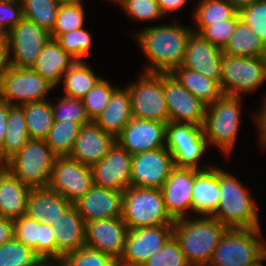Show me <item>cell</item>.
<instances>
[{
	"label": "cell",
	"mask_w": 266,
	"mask_h": 266,
	"mask_svg": "<svg viewBox=\"0 0 266 266\" xmlns=\"http://www.w3.org/2000/svg\"><path fill=\"white\" fill-rule=\"evenodd\" d=\"M194 32L178 24L147 27L135 34L140 48L150 61L148 73H171L183 64L187 40Z\"/></svg>",
	"instance_id": "6da1fadb"
},
{
	"label": "cell",
	"mask_w": 266,
	"mask_h": 266,
	"mask_svg": "<svg viewBox=\"0 0 266 266\" xmlns=\"http://www.w3.org/2000/svg\"><path fill=\"white\" fill-rule=\"evenodd\" d=\"M188 217L173 223V236L191 266H207L228 227L212 216Z\"/></svg>",
	"instance_id": "7a4b0ae2"
},
{
	"label": "cell",
	"mask_w": 266,
	"mask_h": 266,
	"mask_svg": "<svg viewBox=\"0 0 266 266\" xmlns=\"http://www.w3.org/2000/svg\"><path fill=\"white\" fill-rule=\"evenodd\" d=\"M219 202L215 219L228 228H258L257 202L250 197L242 182L218 168Z\"/></svg>",
	"instance_id": "3957f363"
},
{
	"label": "cell",
	"mask_w": 266,
	"mask_h": 266,
	"mask_svg": "<svg viewBox=\"0 0 266 266\" xmlns=\"http://www.w3.org/2000/svg\"><path fill=\"white\" fill-rule=\"evenodd\" d=\"M258 228H228L213 251L207 266H249L266 252Z\"/></svg>",
	"instance_id": "277c9868"
},
{
	"label": "cell",
	"mask_w": 266,
	"mask_h": 266,
	"mask_svg": "<svg viewBox=\"0 0 266 266\" xmlns=\"http://www.w3.org/2000/svg\"><path fill=\"white\" fill-rule=\"evenodd\" d=\"M122 219L128 229L173 224L161 189L129 186L123 191Z\"/></svg>",
	"instance_id": "5b68a950"
},
{
	"label": "cell",
	"mask_w": 266,
	"mask_h": 266,
	"mask_svg": "<svg viewBox=\"0 0 266 266\" xmlns=\"http://www.w3.org/2000/svg\"><path fill=\"white\" fill-rule=\"evenodd\" d=\"M55 157L44 139H29L4 167L31 188H47Z\"/></svg>",
	"instance_id": "8992f818"
},
{
	"label": "cell",
	"mask_w": 266,
	"mask_h": 266,
	"mask_svg": "<svg viewBox=\"0 0 266 266\" xmlns=\"http://www.w3.org/2000/svg\"><path fill=\"white\" fill-rule=\"evenodd\" d=\"M241 96L223 95L207 105L203 132L207 144L219 147L229 154L238 133L241 114Z\"/></svg>",
	"instance_id": "52a82bcc"
},
{
	"label": "cell",
	"mask_w": 266,
	"mask_h": 266,
	"mask_svg": "<svg viewBox=\"0 0 266 266\" xmlns=\"http://www.w3.org/2000/svg\"><path fill=\"white\" fill-rule=\"evenodd\" d=\"M266 81V57L222 55L220 86L223 94L240 97Z\"/></svg>",
	"instance_id": "ba28073f"
},
{
	"label": "cell",
	"mask_w": 266,
	"mask_h": 266,
	"mask_svg": "<svg viewBox=\"0 0 266 266\" xmlns=\"http://www.w3.org/2000/svg\"><path fill=\"white\" fill-rule=\"evenodd\" d=\"M55 86L32 68L9 66L0 75V100L10 105L46 100Z\"/></svg>",
	"instance_id": "9c48e42d"
},
{
	"label": "cell",
	"mask_w": 266,
	"mask_h": 266,
	"mask_svg": "<svg viewBox=\"0 0 266 266\" xmlns=\"http://www.w3.org/2000/svg\"><path fill=\"white\" fill-rule=\"evenodd\" d=\"M144 74V75H143ZM137 82L128 85L133 117L169 122L163 89V73L144 72Z\"/></svg>",
	"instance_id": "30bf717a"
},
{
	"label": "cell",
	"mask_w": 266,
	"mask_h": 266,
	"mask_svg": "<svg viewBox=\"0 0 266 266\" xmlns=\"http://www.w3.org/2000/svg\"><path fill=\"white\" fill-rule=\"evenodd\" d=\"M207 146L202 126L192 123H167L166 147L172 154L176 167L199 170L210 168L198 164Z\"/></svg>",
	"instance_id": "8fae6325"
},
{
	"label": "cell",
	"mask_w": 266,
	"mask_h": 266,
	"mask_svg": "<svg viewBox=\"0 0 266 266\" xmlns=\"http://www.w3.org/2000/svg\"><path fill=\"white\" fill-rule=\"evenodd\" d=\"M94 186L90 166L69 156H56L48 188L72 204Z\"/></svg>",
	"instance_id": "7c38bea8"
},
{
	"label": "cell",
	"mask_w": 266,
	"mask_h": 266,
	"mask_svg": "<svg viewBox=\"0 0 266 266\" xmlns=\"http://www.w3.org/2000/svg\"><path fill=\"white\" fill-rule=\"evenodd\" d=\"M7 34L10 66L17 68H31L46 43L51 39L47 30L25 18Z\"/></svg>",
	"instance_id": "4fadbf2b"
},
{
	"label": "cell",
	"mask_w": 266,
	"mask_h": 266,
	"mask_svg": "<svg viewBox=\"0 0 266 266\" xmlns=\"http://www.w3.org/2000/svg\"><path fill=\"white\" fill-rule=\"evenodd\" d=\"M173 236V224L129 229L118 266H142Z\"/></svg>",
	"instance_id": "5bb4252c"
},
{
	"label": "cell",
	"mask_w": 266,
	"mask_h": 266,
	"mask_svg": "<svg viewBox=\"0 0 266 266\" xmlns=\"http://www.w3.org/2000/svg\"><path fill=\"white\" fill-rule=\"evenodd\" d=\"M163 89L169 122L203 126L207 105L183 87L172 73H163Z\"/></svg>",
	"instance_id": "9a60e30c"
},
{
	"label": "cell",
	"mask_w": 266,
	"mask_h": 266,
	"mask_svg": "<svg viewBox=\"0 0 266 266\" xmlns=\"http://www.w3.org/2000/svg\"><path fill=\"white\" fill-rule=\"evenodd\" d=\"M174 167L173 156L167 147L134 154L130 186L161 189Z\"/></svg>",
	"instance_id": "2e32d148"
},
{
	"label": "cell",
	"mask_w": 266,
	"mask_h": 266,
	"mask_svg": "<svg viewBox=\"0 0 266 266\" xmlns=\"http://www.w3.org/2000/svg\"><path fill=\"white\" fill-rule=\"evenodd\" d=\"M132 156L117 142L96 164L91 166L94 185L123 192L131 184Z\"/></svg>",
	"instance_id": "e0dca14e"
},
{
	"label": "cell",
	"mask_w": 266,
	"mask_h": 266,
	"mask_svg": "<svg viewBox=\"0 0 266 266\" xmlns=\"http://www.w3.org/2000/svg\"><path fill=\"white\" fill-rule=\"evenodd\" d=\"M166 123L132 118L116 142L131 155L166 147Z\"/></svg>",
	"instance_id": "ac0fdd59"
},
{
	"label": "cell",
	"mask_w": 266,
	"mask_h": 266,
	"mask_svg": "<svg viewBox=\"0 0 266 266\" xmlns=\"http://www.w3.org/2000/svg\"><path fill=\"white\" fill-rule=\"evenodd\" d=\"M128 227L122 217L86 222V246L98 249L119 261L122 256Z\"/></svg>",
	"instance_id": "d6986e66"
},
{
	"label": "cell",
	"mask_w": 266,
	"mask_h": 266,
	"mask_svg": "<svg viewBox=\"0 0 266 266\" xmlns=\"http://www.w3.org/2000/svg\"><path fill=\"white\" fill-rule=\"evenodd\" d=\"M194 181L195 168L175 166L162 186L165 207L174 221L186 218L191 211Z\"/></svg>",
	"instance_id": "ffe728a7"
},
{
	"label": "cell",
	"mask_w": 266,
	"mask_h": 266,
	"mask_svg": "<svg viewBox=\"0 0 266 266\" xmlns=\"http://www.w3.org/2000/svg\"><path fill=\"white\" fill-rule=\"evenodd\" d=\"M14 237L31 248L43 262H56V240L51 224H44L27 215L13 220Z\"/></svg>",
	"instance_id": "44dd1931"
},
{
	"label": "cell",
	"mask_w": 266,
	"mask_h": 266,
	"mask_svg": "<svg viewBox=\"0 0 266 266\" xmlns=\"http://www.w3.org/2000/svg\"><path fill=\"white\" fill-rule=\"evenodd\" d=\"M85 222L122 217L123 192L94 185L75 201Z\"/></svg>",
	"instance_id": "7402d4cb"
},
{
	"label": "cell",
	"mask_w": 266,
	"mask_h": 266,
	"mask_svg": "<svg viewBox=\"0 0 266 266\" xmlns=\"http://www.w3.org/2000/svg\"><path fill=\"white\" fill-rule=\"evenodd\" d=\"M115 143L116 139L113 136L91 120L80 127L69 157L91 167L99 162Z\"/></svg>",
	"instance_id": "603a6c76"
},
{
	"label": "cell",
	"mask_w": 266,
	"mask_h": 266,
	"mask_svg": "<svg viewBox=\"0 0 266 266\" xmlns=\"http://www.w3.org/2000/svg\"><path fill=\"white\" fill-rule=\"evenodd\" d=\"M222 55V48L193 32L187 40L182 66L220 83Z\"/></svg>",
	"instance_id": "cb8c5ba5"
},
{
	"label": "cell",
	"mask_w": 266,
	"mask_h": 266,
	"mask_svg": "<svg viewBox=\"0 0 266 266\" xmlns=\"http://www.w3.org/2000/svg\"><path fill=\"white\" fill-rule=\"evenodd\" d=\"M56 240V263L65 255L76 252L86 244V222L72 204L51 223Z\"/></svg>",
	"instance_id": "d4e9b609"
},
{
	"label": "cell",
	"mask_w": 266,
	"mask_h": 266,
	"mask_svg": "<svg viewBox=\"0 0 266 266\" xmlns=\"http://www.w3.org/2000/svg\"><path fill=\"white\" fill-rule=\"evenodd\" d=\"M72 203L47 188H32L28 195L26 214L44 224L56 223Z\"/></svg>",
	"instance_id": "484cf974"
},
{
	"label": "cell",
	"mask_w": 266,
	"mask_h": 266,
	"mask_svg": "<svg viewBox=\"0 0 266 266\" xmlns=\"http://www.w3.org/2000/svg\"><path fill=\"white\" fill-rule=\"evenodd\" d=\"M219 195L218 167L195 169L191 212L212 216L218 208Z\"/></svg>",
	"instance_id": "4316f807"
},
{
	"label": "cell",
	"mask_w": 266,
	"mask_h": 266,
	"mask_svg": "<svg viewBox=\"0 0 266 266\" xmlns=\"http://www.w3.org/2000/svg\"><path fill=\"white\" fill-rule=\"evenodd\" d=\"M31 190L30 186L3 167L0 170V216L15 220L25 215Z\"/></svg>",
	"instance_id": "83f0119b"
},
{
	"label": "cell",
	"mask_w": 266,
	"mask_h": 266,
	"mask_svg": "<svg viewBox=\"0 0 266 266\" xmlns=\"http://www.w3.org/2000/svg\"><path fill=\"white\" fill-rule=\"evenodd\" d=\"M133 118L131 98L128 88L117 89L111 95L108 105L94 122L106 133L117 139L124 127Z\"/></svg>",
	"instance_id": "f1b7e54d"
},
{
	"label": "cell",
	"mask_w": 266,
	"mask_h": 266,
	"mask_svg": "<svg viewBox=\"0 0 266 266\" xmlns=\"http://www.w3.org/2000/svg\"><path fill=\"white\" fill-rule=\"evenodd\" d=\"M75 61L55 39L51 38L31 68L56 87L61 83L63 74Z\"/></svg>",
	"instance_id": "f546056e"
},
{
	"label": "cell",
	"mask_w": 266,
	"mask_h": 266,
	"mask_svg": "<svg viewBox=\"0 0 266 266\" xmlns=\"http://www.w3.org/2000/svg\"><path fill=\"white\" fill-rule=\"evenodd\" d=\"M30 139L22 105H10L7 130L4 136L0 164L16 155Z\"/></svg>",
	"instance_id": "4dcf8cb0"
},
{
	"label": "cell",
	"mask_w": 266,
	"mask_h": 266,
	"mask_svg": "<svg viewBox=\"0 0 266 266\" xmlns=\"http://www.w3.org/2000/svg\"><path fill=\"white\" fill-rule=\"evenodd\" d=\"M171 73L183 87L206 105L215 102L224 95L220 83L215 79L206 77L182 65L175 68Z\"/></svg>",
	"instance_id": "1f68e13d"
},
{
	"label": "cell",
	"mask_w": 266,
	"mask_h": 266,
	"mask_svg": "<svg viewBox=\"0 0 266 266\" xmlns=\"http://www.w3.org/2000/svg\"><path fill=\"white\" fill-rule=\"evenodd\" d=\"M222 51L231 56L266 57V46L252 28L241 20Z\"/></svg>",
	"instance_id": "d6a6232c"
},
{
	"label": "cell",
	"mask_w": 266,
	"mask_h": 266,
	"mask_svg": "<svg viewBox=\"0 0 266 266\" xmlns=\"http://www.w3.org/2000/svg\"><path fill=\"white\" fill-rule=\"evenodd\" d=\"M22 106L30 139H45L54 123L51 102L40 100Z\"/></svg>",
	"instance_id": "836d02e7"
},
{
	"label": "cell",
	"mask_w": 266,
	"mask_h": 266,
	"mask_svg": "<svg viewBox=\"0 0 266 266\" xmlns=\"http://www.w3.org/2000/svg\"><path fill=\"white\" fill-rule=\"evenodd\" d=\"M101 78L96 76L86 62L75 61L63 74L65 95L82 99L98 83Z\"/></svg>",
	"instance_id": "e575fe53"
},
{
	"label": "cell",
	"mask_w": 266,
	"mask_h": 266,
	"mask_svg": "<svg viewBox=\"0 0 266 266\" xmlns=\"http://www.w3.org/2000/svg\"><path fill=\"white\" fill-rule=\"evenodd\" d=\"M80 127L75 122L54 120L44 140L56 156H69L74 147Z\"/></svg>",
	"instance_id": "d590c367"
},
{
	"label": "cell",
	"mask_w": 266,
	"mask_h": 266,
	"mask_svg": "<svg viewBox=\"0 0 266 266\" xmlns=\"http://www.w3.org/2000/svg\"><path fill=\"white\" fill-rule=\"evenodd\" d=\"M238 11L226 0H201L194 12L198 34L205 26L232 18Z\"/></svg>",
	"instance_id": "8d00e7d4"
},
{
	"label": "cell",
	"mask_w": 266,
	"mask_h": 266,
	"mask_svg": "<svg viewBox=\"0 0 266 266\" xmlns=\"http://www.w3.org/2000/svg\"><path fill=\"white\" fill-rule=\"evenodd\" d=\"M23 17L52 32L60 4L55 0H22Z\"/></svg>",
	"instance_id": "74e56055"
},
{
	"label": "cell",
	"mask_w": 266,
	"mask_h": 266,
	"mask_svg": "<svg viewBox=\"0 0 266 266\" xmlns=\"http://www.w3.org/2000/svg\"><path fill=\"white\" fill-rule=\"evenodd\" d=\"M43 261L15 237L0 245V266H39Z\"/></svg>",
	"instance_id": "f35d334b"
},
{
	"label": "cell",
	"mask_w": 266,
	"mask_h": 266,
	"mask_svg": "<svg viewBox=\"0 0 266 266\" xmlns=\"http://www.w3.org/2000/svg\"><path fill=\"white\" fill-rule=\"evenodd\" d=\"M84 16L81 0L69 4H60L55 26L50 33L51 38L56 39L60 34L85 27Z\"/></svg>",
	"instance_id": "ab89813d"
},
{
	"label": "cell",
	"mask_w": 266,
	"mask_h": 266,
	"mask_svg": "<svg viewBox=\"0 0 266 266\" xmlns=\"http://www.w3.org/2000/svg\"><path fill=\"white\" fill-rule=\"evenodd\" d=\"M57 264L60 266H118V261L98 249L85 245L76 252L63 256Z\"/></svg>",
	"instance_id": "60d3db41"
},
{
	"label": "cell",
	"mask_w": 266,
	"mask_h": 266,
	"mask_svg": "<svg viewBox=\"0 0 266 266\" xmlns=\"http://www.w3.org/2000/svg\"><path fill=\"white\" fill-rule=\"evenodd\" d=\"M116 89L107 80L101 78L86 96L82 98L83 105L90 120L94 121L103 112Z\"/></svg>",
	"instance_id": "b9f144b4"
},
{
	"label": "cell",
	"mask_w": 266,
	"mask_h": 266,
	"mask_svg": "<svg viewBox=\"0 0 266 266\" xmlns=\"http://www.w3.org/2000/svg\"><path fill=\"white\" fill-rule=\"evenodd\" d=\"M90 33L84 27L60 34L55 40L76 61H82L92 46Z\"/></svg>",
	"instance_id": "7bdbcfd3"
},
{
	"label": "cell",
	"mask_w": 266,
	"mask_h": 266,
	"mask_svg": "<svg viewBox=\"0 0 266 266\" xmlns=\"http://www.w3.org/2000/svg\"><path fill=\"white\" fill-rule=\"evenodd\" d=\"M56 105V106H55ZM51 103L54 120L75 122L82 126L90 122L82 99L64 96L58 104Z\"/></svg>",
	"instance_id": "ee69618b"
},
{
	"label": "cell",
	"mask_w": 266,
	"mask_h": 266,
	"mask_svg": "<svg viewBox=\"0 0 266 266\" xmlns=\"http://www.w3.org/2000/svg\"><path fill=\"white\" fill-rule=\"evenodd\" d=\"M142 266H191L178 241L172 236L164 246L148 258Z\"/></svg>",
	"instance_id": "f6af8a7d"
},
{
	"label": "cell",
	"mask_w": 266,
	"mask_h": 266,
	"mask_svg": "<svg viewBox=\"0 0 266 266\" xmlns=\"http://www.w3.org/2000/svg\"><path fill=\"white\" fill-rule=\"evenodd\" d=\"M238 12L241 21L250 26L266 46V0H254Z\"/></svg>",
	"instance_id": "bcb514c9"
},
{
	"label": "cell",
	"mask_w": 266,
	"mask_h": 266,
	"mask_svg": "<svg viewBox=\"0 0 266 266\" xmlns=\"http://www.w3.org/2000/svg\"><path fill=\"white\" fill-rule=\"evenodd\" d=\"M240 20L239 12H237L232 18L223 20V22L212 23L211 25L205 26L198 34L211 44L223 49L234 33Z\"/></svg>",
	"instance_id": "7dc6e473"
},
{
	"label": "cell",
	"mask_w": 266,
	"mask_h": 266,
	"mask_svg": "<svg viewBox=\"0 0 266 266\" xmlns=\"http://www.w3.org/2000/svg\"><path fill=\"white\" fill-rule=\"evenodd\" d=\"M121 7L134 20L151 21L163 18L157 0H125Z\"/></svg>",
	"instance_id": "c3c4849f"
},
{
	"label": "cell",
	"mask_w": 266,
	"mask_h": 266,
	"mask_svg": "<svg viewBox=\"0 0 266 266\" xmlns=\"http://www.w3.org/2000/svg\"><path fill=\"white\" fill-rule=\"evenodd\" d=\"M21 2L0 0V31L8 33L23 19Z\"/></svg>",
	"instance_id": "681fc988"
},
{
	"label": "cell",
	"mask_w": 266,
	"mask_h": 266,
	"mask_svg": "<svg viewBox=\"0 0 266 266\" xmlns=\"http://www.w3.org/2000/svg\"><path fill=\"white\" fill-rule=\"evenodd\" d=\"M10 66L8 34L0 31V75Z\"/></svg>",
	"instance_id": "f907efd6"
},
{
	"label": "cell",
	"mask_w": 266,
	"mask_h": 266,
	"mask_svg": "<svg viewBox=\"0 0 266 266\" xmlns=\"http://www.w3.org/2000/svg\"><path fill=\"white\" fill-rule=\"evenodd\" d=\"M14 237L13 220L0 216V245Z\"/></svg>",
	"instance_id": "816d5d0a"
},
{
	"label": "cell",
	"mask_w": 266,
	"mask_h": 266,
	"mask_svg": "<svg viewBox=\"0 0 266 266\" xmlns=\"http://www.w3.org/2000/svg\"><path fill=\"white\" fill-rule=\"evenodd\" d=\"M9 104L0 100V152L2 151L4 136L7 130Z\"/></svg>",
	"instance_id": "f5cc1de1"
},
{
	"label": "cell",
	"mask_w": 266,
	"mask_h": 266,
	"mask_svg": "<svg viewBox=\"0 0 266 266\" xmlns=\"http://www.w3.org/2000/svg\"><path fill=\"white\" fill-rule=\"evenodd\" d=\"M186 2L187 0H157L159 10L163 17L171 11L179 10Z\"/></svg>",
	"instance_id": "db71d44e"
},
{
	"label": "cell",
	"mask_w": 266,
	"mask_h": 266,
	"mask_svg": "<svg viewBox=\"0 0 266 266\" xmlns=\"http://www.w3.org/2000/svg\"><path fill=\"white\" fill-rule=\"evenodd\" d=\"M265 105L263 106L262 110H260V113H258L256 117L257 127L259 128V140L261 145L265 146L266 148V100Z\"/></svg>",
	"instance_id": "11a10c76"
},
{
	"label": "cell",
	"mask_w": 266,
	"mask_h": 266,
	"mask_svg": "<svg viewBox=\"0 0 266 266\" xmlns=\"http://www.w3.org/2000/svg\"><path fill=\"white\" fill-rule=\"evenodd\" d=\"M229 2L237 11L243 7L248 6L254 0H226Z\"/></svg>",
	"instance_id": "9f6ffc18"
},
{
	"label": "cell",
	"mask_w": 266,
	"mask_h": 266,
	"mask_svg": "<svg viewBox=\"0 0 266 266\" xmlns=\"http://www.w3.org/2000/svg\"><path fill=\"white\" fill-rule=\"evenodd\" d=\"M265 260H266V252L257 262H255L254 264L249 265V266H264L263 265L264 263H262V262Z\"/></svg>",
	"instance_id": "6f0895ef"
},
{
	"label": "cell",
	"mask_w": 266,
	"mask_h": 266,
	"mask_svg": "<svg viewBox=\"0 0 266 266\" xmlns=\"http://www.w3.org/2000/svg\"><path fill=\"white\" fill-rule=\"evenodd\" d=\"M57 3L59 4H69V3H74V2H78L80 0H55Z\"/></svg>",
	"instance_id": "680465c9"
},
{
	"label": "cell",
	"mask_w": 266,
	"mask_h": 266,
	"mask_svg": "<svg viewBox=\"0 0 266 266\" xmlns=\"http://www.w3.org/2000/svg\"><path fill=\"white\" fill-rule=\"evenodd\" d=\"M56 262H42L39 266H55ZM56 266H60L59 264Z\"/></svg>",
	"instance_id": "91938a15"
},
{
	"label": "cell",
	"mask_w": 266,
	"mask_h": 266,
	"mask_svg": "<svg viewBox=\"0 0 266 266\" xmlns=\"http://www.w3.org/2000/svg\"><path fill=\"white\" fill-rule=\"evenodd\" d=\"M110 1H115L116 3H119V6L124 3L125 0H110Z\"/></svg>",
	"instance_id": "94428289"
},
{
	"label": "cell",
	"mask_w": 266,
	"mask_h": 266,
	"mask_svg": "<svg viewBox=\"0 0 266 266\" xmlns=\"http://www.w3.org/2000/svg\"><path fill=\"white\" fill-rule=\"evenodd\" d=\"M5 1H9V2H22V0H5Z\"/></svg>",
	"instance_id": "6125c7cd"
},
{
	"label": "cell",
	"mask_w": 266,
	"mask_h": 266,
	"mask_svg": "<svg viewBox=\"0 0 266 266\" xmlns=\"http://www.w3.org/2000/svg\"><path fill=\"white\" fill-rule=\"evenodd\" d=\"M3 167H4V165H3V164H0V170H1Z\"/></svg>",
	"instance_id": "be15d7a7"
}]
</instances>
